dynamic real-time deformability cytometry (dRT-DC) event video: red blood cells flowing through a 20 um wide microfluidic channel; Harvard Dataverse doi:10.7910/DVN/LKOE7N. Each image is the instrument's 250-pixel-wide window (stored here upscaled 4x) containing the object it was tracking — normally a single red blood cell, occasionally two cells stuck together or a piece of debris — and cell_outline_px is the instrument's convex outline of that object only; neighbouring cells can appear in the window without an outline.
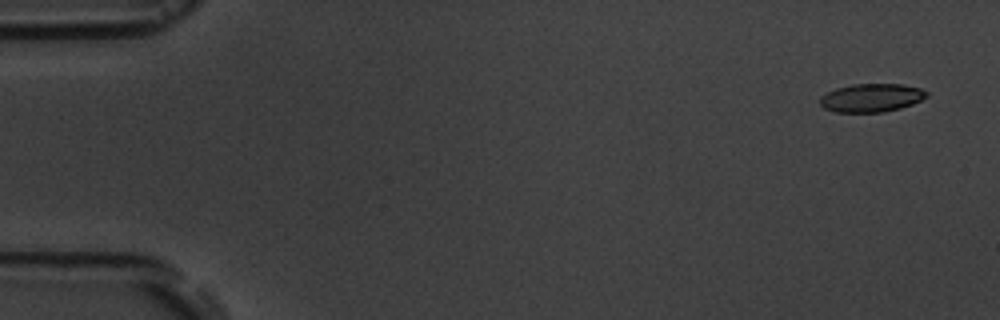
{"species": "common noctule bat (a hibernating species)", "species_latin": "Nyctalus noctula", "temperature_condition": "room temperature", "stored_images_in_passage": 6, "segment_of_instrument_passage": [2, 2], "camera_frame_rate_fps": 3000, "um_per_image_px": 0.085, "animal": {"sex": "male", "body_mass_g": 19.5, "forearm_length_mm": 54.6}, "frame": {"image": 1, "passage_image": 6, "time_ms": 6.0, "image_size_px": [1000, 320], "cell_outline_px": [[928, 96], [912, 104], [900, 108], [884, 112], [836, 112], [824, 108], [820, 104], [820, 96], [836, 88], [852, 84], [904, 84], [920, 88], [928, 92]], "centroid_in_image_um": [74.07, 8.31], "position_along_channel_um": 10.9, "area_um2": 17.63}}